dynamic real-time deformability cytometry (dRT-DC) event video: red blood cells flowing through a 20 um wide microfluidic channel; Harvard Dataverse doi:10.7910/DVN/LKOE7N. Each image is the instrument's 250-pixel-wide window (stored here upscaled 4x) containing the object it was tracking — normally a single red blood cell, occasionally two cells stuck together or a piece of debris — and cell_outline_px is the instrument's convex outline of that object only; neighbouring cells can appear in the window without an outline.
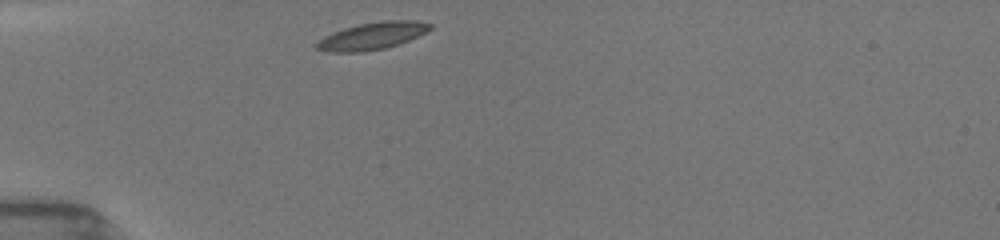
{"species": "common noctule bat (a hibernating species)", "species_latin": "Nyctalus noctula", "temperature_condition": "room temperature", "stored_images_in_passage": 38, "camera_frame_rate_fps": 3000, "um_per_image_px": 0.085, "animal": {"sex": "female", "body_mass_g": 19.5, "forearm_length_mm": 54.1}, "frame": {"image": 1, "passage_image": 1, "time_ms": 0.0, "image_size_px": [1000, 240], "cell_outline_px": [[432, 28], [428, 32], [408, 40], [384, 48], [364, 52], [324, 52], [316, 48], [316, 44], [324, 36], [344, 28], [360, 24], [380, 20], [416, 20], [432, 24]], "centroid_in_image_um": [31.66, 3.05], "position_along_channel_um": 53.3, "area_um2": 17.98}}
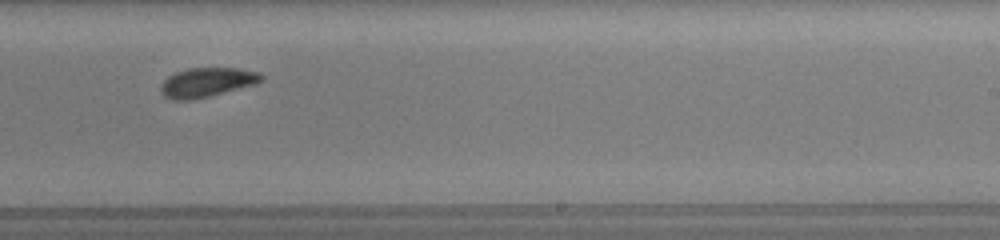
{"frame": {"image": 2, "passage_image": 19, "time_ms": 6.0, "image_size_px": [1000, 240], "cell_outline_px": [[264, 80], [256, 84], [192, 100], [172, 100], [164, 96], [160, 92], [160, 84], [168, 76], [176, 72], [188, 68], [240, 68], [260, 72], [264, 76]], "centroid_in_image_um": [17.59, 6.99], "position_along_channel_um": 271.4, "area_um2": 17.34}}
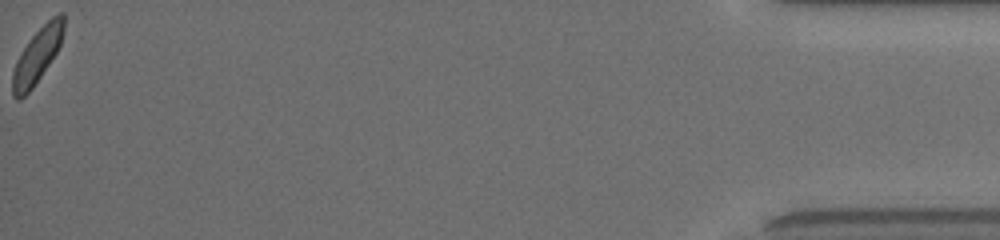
{"frame": {"image": 3, "passage_image": 38, "time_ms": 12.333, "image_size_px": [1000, 240], "cell_outline_px": [[64, 32], [60, 44], [56, 52], [32, 88], [20, 100], [16, 100], [12, 96], [12, 72], [16, 60], [20, 52], [32, 36], [56, 12], [64, 12]], "centroid_in_image_um": [3.14, 4.71], "position_along_channel_um": 432.1, "area_um2": 16.3}, "authors_computed_cell_mechanics": {"area_um2": 17.2533, "velocity_mm_per_s": 3.9166, "shape_relaxation_time_tau1_ms": 2.6675, "shape_relaxation_time_tau2_ms": 2.4884, "deformation_change_tau1": 0.1003, "deformation_change_tau2": 0.0611}}